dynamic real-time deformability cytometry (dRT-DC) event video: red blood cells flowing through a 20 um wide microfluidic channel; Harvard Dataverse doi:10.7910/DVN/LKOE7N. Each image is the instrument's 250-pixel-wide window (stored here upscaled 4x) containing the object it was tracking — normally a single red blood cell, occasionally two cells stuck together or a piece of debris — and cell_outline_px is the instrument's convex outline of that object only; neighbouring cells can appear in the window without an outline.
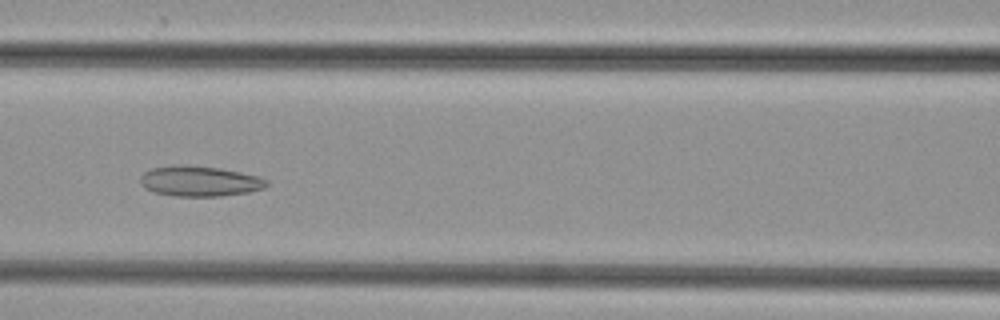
{"species": "common noctule bat (a hibernating species)", "species_latin": "Nyctalus noctula", "temperature_condition": "cold", "stored_images_in_passage": 34, "camera_frame_rate_fps": 3000, "um_per_image_px": 0.085, "animal": {"sex": "female", "body_mass_g": 29.2, "forearm_length_mm": 56.3}, "frame": {"image": 1, "passage_image": 7, "time_ms": 2.0, "image_size_px": [1000, 320], "cell_outline_px": [[268, 184], [264, 188], [248, 192], [220, 196], [176, 196], [152, 192], [144, 188], [140, 184], [140, 176], [144, 172], [152, 168], [176, 164], [188, 164], [220, 168], [240, 172], [256, 176], [268, 180]], "centroid_in_image_um": [16.92, 15.39], "position_along_channel_um": 149.7, "area_um2": 22.54}}
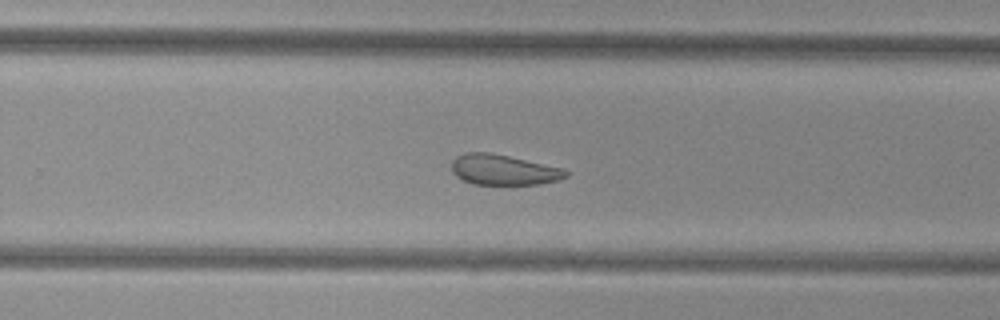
{"frame": {"image": 2, "passage_image": 17, "time_ms": 5.333, "image_size_px": [1000, 320], "cell_outline_px": [[568, 176], [556, 180], [540, 184], [472, 184], [456, 176], [452, 172], [452, 160], [456, 156], [464, 152], [488, 152], [508, 156], [560, 168], [568, 172]], "centroid_in_image_um": [42.73, 14.43], "position_along_channel_um": 287.1, "area_um2": 19.94}}
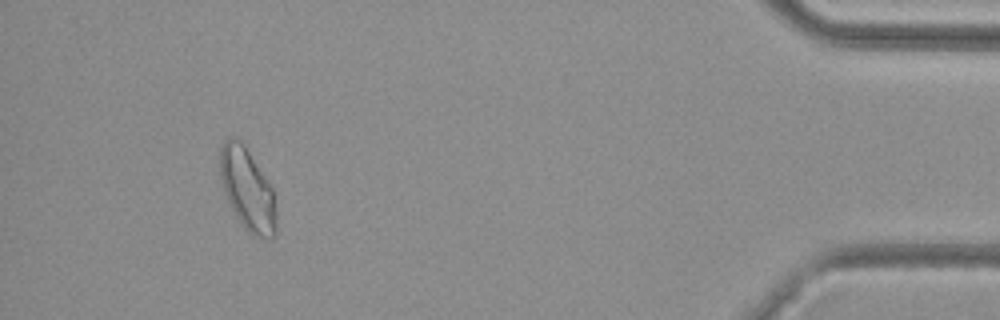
{"frame": {"image": 3, "passage_image": 31, "time_ms": 10.0, "image_size_px": [1000, 320], "cell_outline_px": [[276, 236], [268, 240], [252, 236], [240, 224], [224, 196], [220, 180], [220, 148], [224, 140], [228, 136], [236, 136], [240, 140], [272, 188], [276, 208]], "centroid_in_image_um": [21.01, 16.16], "position_along_channel_um": 414.2, "area_um2": 27.28}}